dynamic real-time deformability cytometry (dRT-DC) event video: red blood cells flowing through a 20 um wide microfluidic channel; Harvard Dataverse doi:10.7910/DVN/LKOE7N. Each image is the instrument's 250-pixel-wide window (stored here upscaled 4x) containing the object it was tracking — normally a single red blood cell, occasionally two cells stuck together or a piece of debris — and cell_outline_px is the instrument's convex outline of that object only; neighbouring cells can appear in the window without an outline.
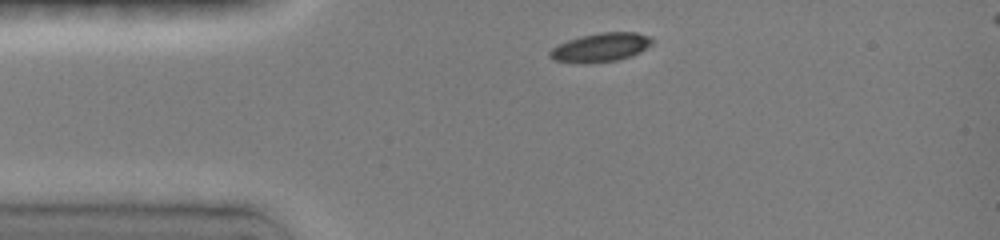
{"species": "common noctule bat (a hibernating species)", "species_latin": "Nyctalus noctula", "temperature_condition": "room temperature", "stored_images_in_passage": 4, "segment_of_instrument_passage": [1, 2], "camera_frame_rate_fps": 3000, "um_per_image_px": 0.085, "animal": {"sex": "female", "body_mass_g": 19.0, "forearm_length_mm": 51.5}, "frame": {"image": 1, "passage_image": 1, "time_ms": 0.0, "image_size_px": [1000, 240], "cell_outline_px": [[652, 44], [628, 56], [616, 60], [556, 60], [548, 56], [548, 52], [552, 48], [568, 40], [580, 36], [600, 32], [636, 32], [648, 36], [652, 40]], "centroid_in_image_um": [51.06, 3.96], "position_along_channel_um": 33.9, "area_um2": 15.95}}